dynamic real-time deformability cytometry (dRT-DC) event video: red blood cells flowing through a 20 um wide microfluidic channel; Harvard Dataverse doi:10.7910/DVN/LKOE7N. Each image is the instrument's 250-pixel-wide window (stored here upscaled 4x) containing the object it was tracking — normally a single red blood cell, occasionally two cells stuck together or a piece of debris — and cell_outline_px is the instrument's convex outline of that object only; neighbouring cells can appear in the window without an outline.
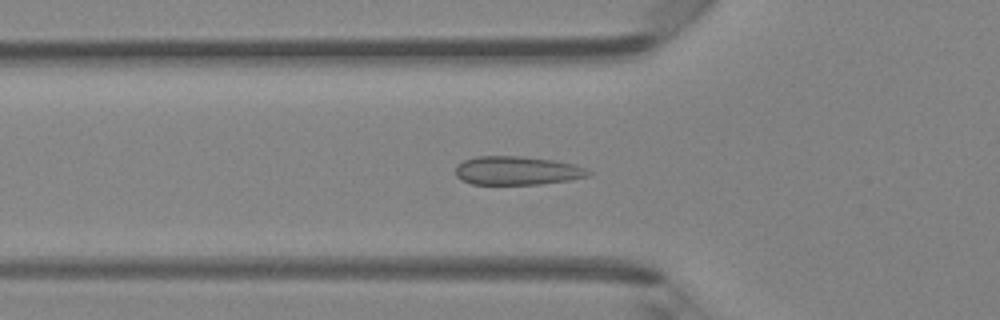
{"species": "Egyptian fruit bat (a non-hibernating species)", "species_latin": "Rousettus aegyptiacus", "temperature_condition": "room temperature", "stored_images_in_passage": 39, "camera_frame_rate_fps": 3000, "um_per_image_px": 0.085, "animal": {"sex": "female"}, "frame": {"image": 1, "passage_image": 9, "time_ms": 2.667, "image_size_px": [1000, 320], "cell_outline_px": [[592, 172], [588, 176], [568, 180], [540, 184], [472, 184], [460, 180], [456, 176], [456, 164], [464, 160], [476, 156], [520, 156], [556, 160], [576, 164]], "centroid_in_image_um": [43.93, 14.49], "position_along_channel_um": 81.9, "area_um2": 22.31}}
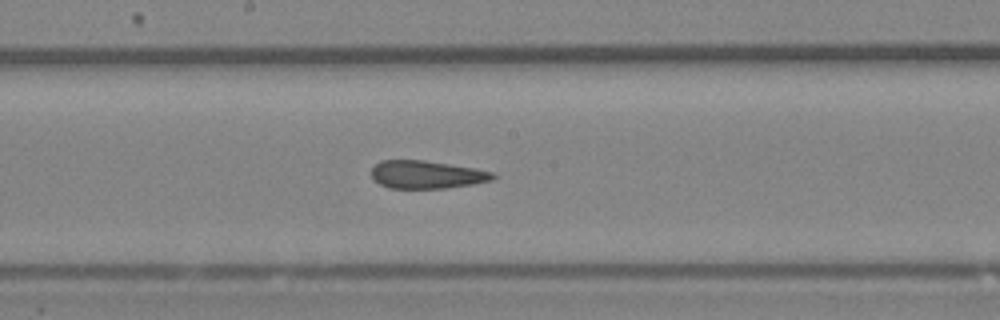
{"frame": {"image": 2, "passage_image": 18, "time_ms": 5.667, "image_size_px": [1000, 320], "cell_outline_px": [[496, 176], [492, 180], [472, 184], [444, 188], [388, 188], [372, 180], [372, 168], [380, 160], [424, 160], [476, 168], [496, 172]], "centroid_in_image_um": [36.27, 14.83], "position_along_channel_um": 211.9, "area_um2": 19.88}}
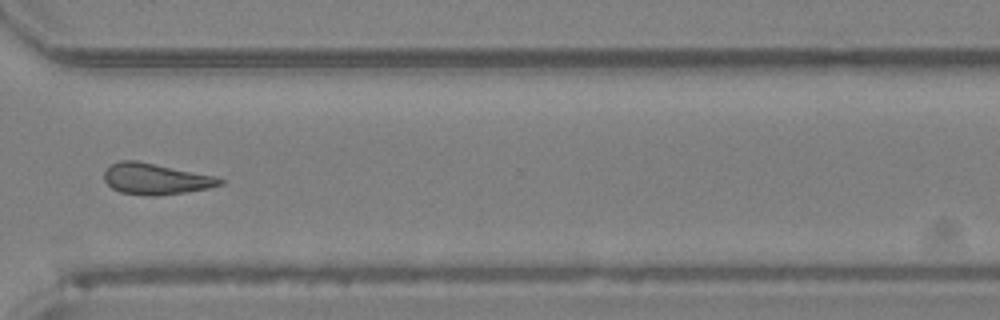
{"frame": {"image": 3, "passage_image": 28, "time_ms": 9.0, "image_size_px": [1000, 320], "cell_outline_px": [[224, 184], [208, 188], [188, 192], [156, 196], [152, 196], [120, 192], [112, 188], [104, 180], [104, 172], [112, 164], [120, 160], [136, 160], [216, 176], [224, 180]], "centroid_in_image_um": [13.25, 15.21], "position_along_channel_um": 357.3, "area_um2": 20.98}, "authors_computed_cell_mechanics": {"area_um2": 20.8658, "velocity_mm_per_s": 4.3447, "shape_relaxation_time_tau1_ms": null, "shape_relaxation_time_tau2_ms": 3.4011, "deformation_change_tau1": null, "deformation_change_tau2": 0.0773}}